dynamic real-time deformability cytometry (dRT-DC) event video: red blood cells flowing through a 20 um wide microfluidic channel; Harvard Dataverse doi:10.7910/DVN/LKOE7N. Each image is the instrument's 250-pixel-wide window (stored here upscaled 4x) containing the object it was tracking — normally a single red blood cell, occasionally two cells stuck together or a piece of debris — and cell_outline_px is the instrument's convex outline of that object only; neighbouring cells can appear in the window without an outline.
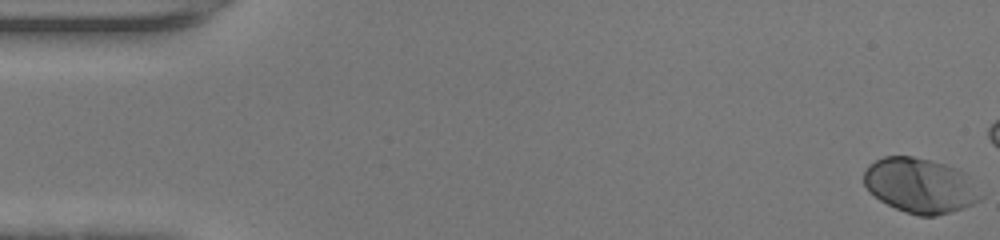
{"species": "human", "species_latin": "Homo sapiens", "temperature_condition": "warm", "stored_images_in_passage": 39, "camera_frame_rate_fps": 3000, "um_per_image_px": 0.085, "donor": {"sex": "female"}, "frame": {"image": 1, "passage_image": 1, "time_ms": 0.0, "image_size_px": [1000, 240], "cell_outline_px": [[984, 196], [980, 200], [972, 204], [936, 216], [920, 216], [896, 208], [880, 200], [868, 192], [864, 184], [864, 172], [868, 164], [884, 156], [912, 156], [944, 164], [956, 168], [964, 172]], "centroid_in_image_um": [78.19, 15.76], "position_along_channel_um": 6.8, "area_um2": 37.05}}
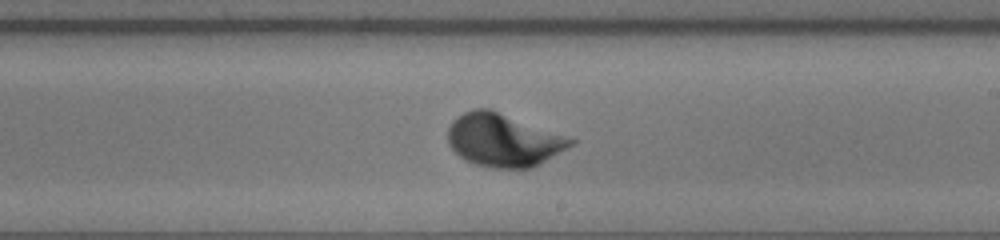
{"frame": {"image": 2, "passage_image": 28, "time_ms": 9.0, "image_size_px": [1000, 240], "cell_outline_px": [[576, 140], [572, 144], [540, 164], [532, 168], [492, 168], [476, 164], [464, 160], [448, 144], [448, 128], [452, 120], [456, 116], [472, 108], [492, 108]], "centroid_in_image_um": [42.74, 11.89], "position_along_channel_um": 246.3, "area_um2": 37.86}}
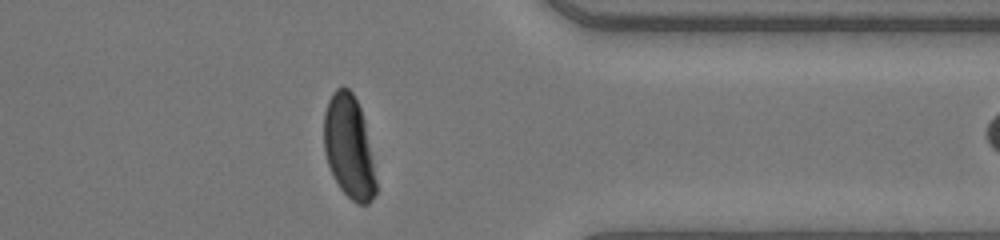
{"frame": {"image": 3, "passage_image": 38, "time_ms": 12.333, "image_size_px": [1000, 240], "cell_outline_px": [[376, 192], [372, 200], [368, 204], [356, 204], [340, 188], [332, 176], [324, 152], [324, 112], [328, 100], [332, 92], [336, 88], [348, 88], [352, 92], [360, 108], [364, 120], [376, 180]], "centroid_in_image_um": [29.64, 12.51], "position_along_channel_um": 381.8, "area_um2": 31.1}}